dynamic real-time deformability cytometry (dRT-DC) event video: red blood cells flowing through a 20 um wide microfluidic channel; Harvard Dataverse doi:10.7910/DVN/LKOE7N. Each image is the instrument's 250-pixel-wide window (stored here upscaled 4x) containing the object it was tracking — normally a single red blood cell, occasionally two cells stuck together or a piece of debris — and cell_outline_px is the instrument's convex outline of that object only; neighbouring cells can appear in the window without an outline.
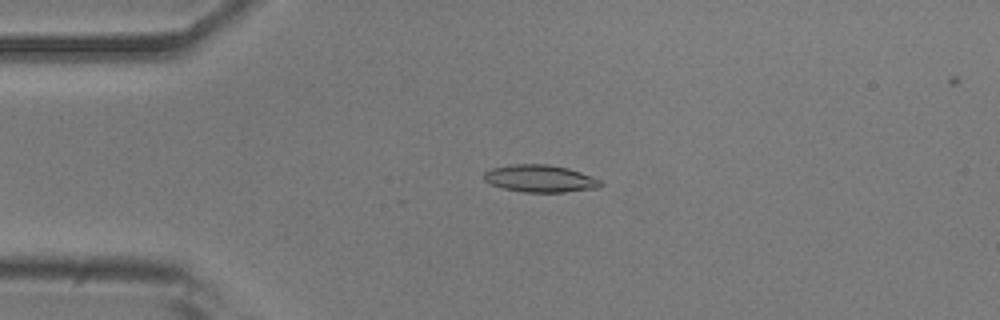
{"species": "common noctule bat (a hibernating species)", "species_latin": "Nyctalus noctula", "temperature_condition": "room temperature", "stored_images_in_passage": 43, "camera_frame_rate_fps": 3000, "um_per_image_px": 0.085, "animal": {"sex": "male", "body_mass_g": 20.5, "forearm_length_mm": 52.5}, "frame": {"image": 1, "passage_image": 13, "time_ms": 4.0, "image_size_px": [1000, 320], "cell_outline_px": [[604, 184], [600, 188], [564, 192], [524, 192], [504, 188], [492, 184], [484, 180], [484, 172], [492, 168], [512, 164], [548, 164], [568, 168], [592, 176], [600, 180]], "centroid_in_image_um": [45.95, 15.17], "position_along_channel_um": 39.1, "area_um2": 18.55}}
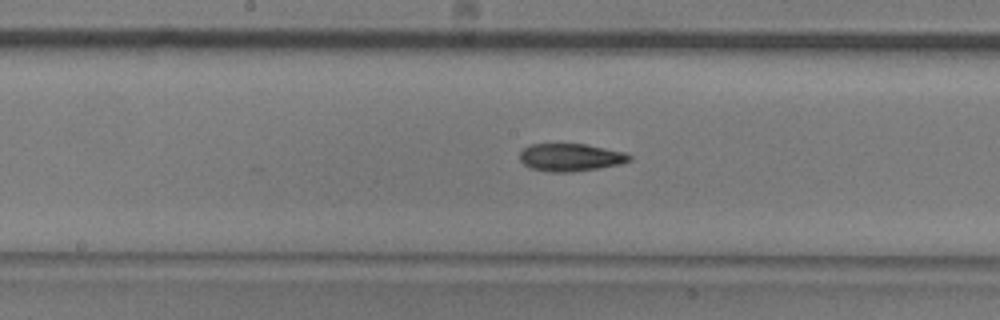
{"frame": {"image": 2, "passage_image": 28, "time_ms": 9.0, "image_size_px": [1000, 320], "cell_outline_px": [[632, 160], [620, 164], [596, 168], [568, 172], [552, 172], [532, 168], [524, 164], [520, 160], [520, 152], [524, 148], [532, 144], [584, 144], [624, 152], [632, 156]], "centroid_in_image_um": [48.5, 13.37], "position_along_channel_um": 199.7, "area_um2": 17.4}}
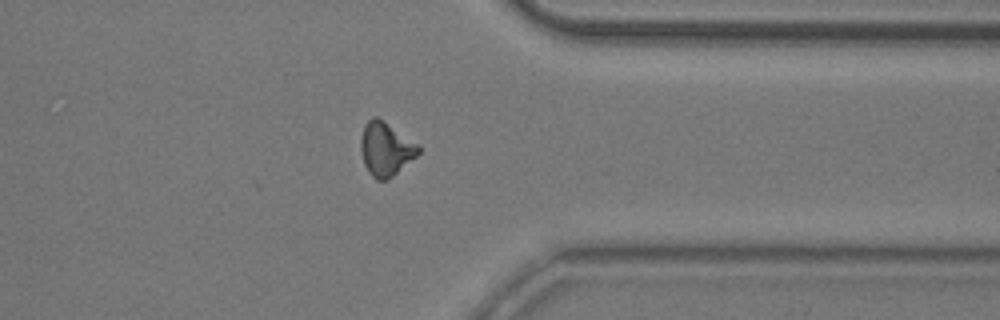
{"frame": {"image": 3, "passage_image": 43, "time_ms": 14.0, "image_size_px": [1000, 320], "cell_outline_px": [[420, 152], [416, 156], [388, 180], [376, 180], [368, 172], [364, 164], [360, 148], [360, 140], [364, 124], [372, 116], [376, 116], [420, 144]], "centroid_in_image_um": [32.78, 12.66], "position_along_channel_um": 378.6, "area_um2": 18.15}, "authors_computed_cell_mechanics": {"area_um2": 17.8602, "velocity_mm_per_s": 3.7234, "shape_relaxation_time_tau1_ms": 6.8358, "shape_relaxation_time_tau2_ms": 5.1222, "deformation_change_tau1": 0.1828, "deformation_change_tau2": 0.1278}}